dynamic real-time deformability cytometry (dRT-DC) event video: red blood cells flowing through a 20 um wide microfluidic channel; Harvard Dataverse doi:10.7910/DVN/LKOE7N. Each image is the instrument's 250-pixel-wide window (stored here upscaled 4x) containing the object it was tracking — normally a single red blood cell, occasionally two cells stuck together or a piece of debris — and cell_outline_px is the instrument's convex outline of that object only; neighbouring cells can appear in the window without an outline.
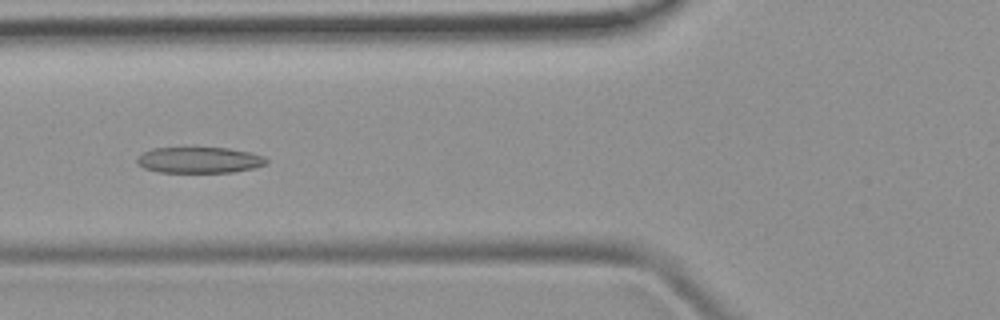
{"species": "common noctule bat (a hibernating species)", "species_latin": "Nyctalus noctula", "temperature_condition": "room temperature", "stored_images_in_passage": 48, "camera_frame_rate_fps": 3000, "um_per_image_px": 0.085, "animal": {"sex": "female", "body_mass_g": 19.9}, "frame": {"image": 1, "passage_image": 18, "time_ms": 5.667, "image_size_px": [1000, 320], "cell_outline_px": [[268, 164], [256, 168], [232, 172], [160, 172], [144, 168], [136, 164], [136, 160], [144, 152], [152, 148], [228, 148], [248, 152], [264, 156], [268, 160]], "centroid_in_image_um": [16.97, 13.61], "position_along_channel_um": 108.8, "area_um2": 19.59}}
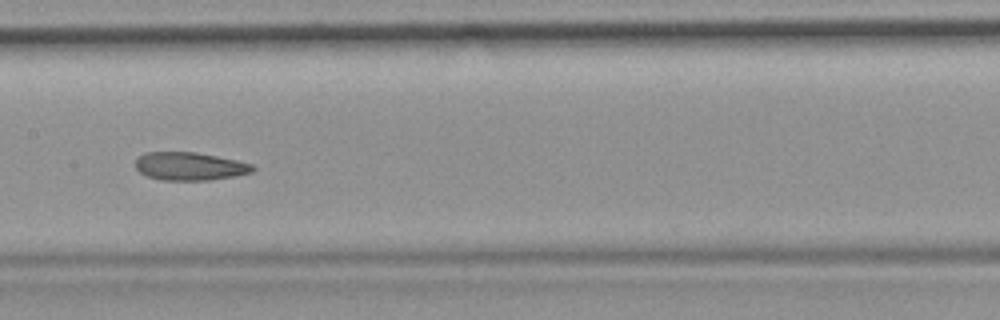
{"frame": {"image": 2, "passage_image": 24, "time_ms": 7.667, "image_size_px": [1000, 320], "cell_outline_px": [[256, 168], [252, 172], [236, 176], [208, 180], [160, 180], [148, 176], [140, 172], [136, 168], [136, 156], [144, 152], [196, 152], [236, 160], [252, 164]], "centroid_in_image_um": [16.11, 14.13], "position_along_channel_um": 191.3, "area_um2": 19.25}}
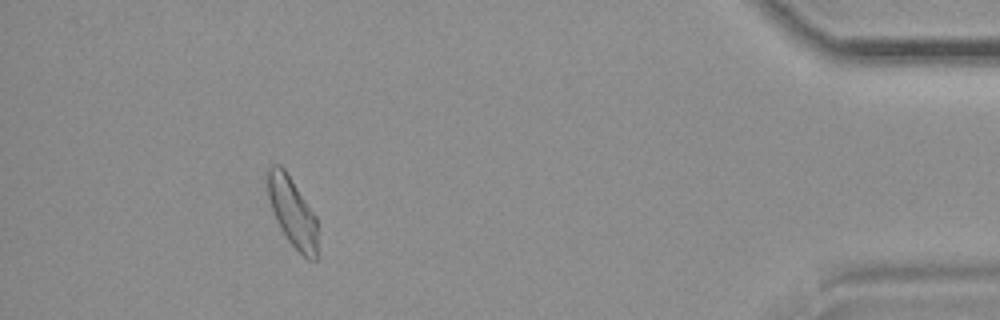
{"frame": {"image": 3, "passage_image": 44, "time_ms": 14.333, "image_size_px": [1000, 320], "cell_outline_px": [[316, 260], [308, 260], [288, 240], [280, 228], [276, 220], [268, 196], [268, 168], [272, 164], [280, 164], [284, 168], [316, 216]], "centroid_in_image_um": [24.84, 18.0], "position_along_channel_um": 410.4, "area_um2": 19.71}}